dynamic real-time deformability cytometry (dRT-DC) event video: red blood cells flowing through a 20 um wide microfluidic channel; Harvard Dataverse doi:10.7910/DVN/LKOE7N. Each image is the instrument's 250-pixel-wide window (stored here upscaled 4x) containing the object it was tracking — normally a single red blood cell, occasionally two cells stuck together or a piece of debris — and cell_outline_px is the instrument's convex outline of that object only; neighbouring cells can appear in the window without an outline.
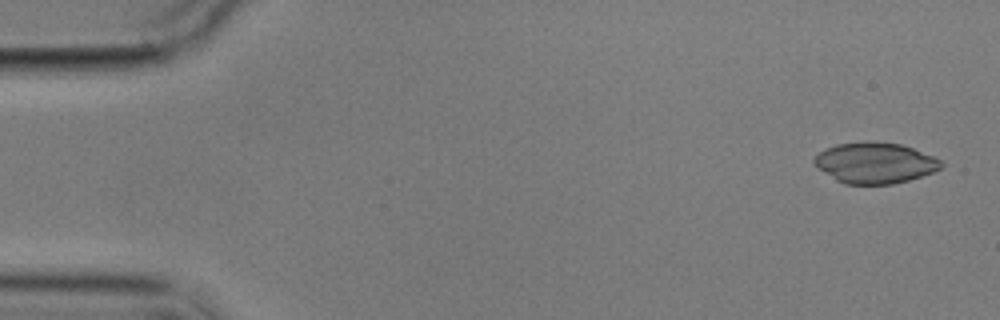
{"species": "common noctule bat (a hibernating species)", "species_latin": "Nyctalus noctula", "temperature_condition": "cold", "stored_images_in_passage": 8, "camera_frame_rate_fps": 3000, "um_per_image_px": 0.085, "animal": {"sex": "male", "body_mass_g": 17.9}, "frame": {"image": 1, "passage_image": 1, "time_ms": 0.0, "image_size_px": [1000, 320], "cell_outline_px": [[944, 164], [940, 168], [932, 172], [908, 180], [892, 184], [844, 184], [836, 180], [824, 172], [812, 160], [824, 148], [836, 144], [900, 144], [912, 148], [932, 156], [940, 160]], "centroid_in_image_um": [74.37, 13.89], "position_along_channel_um": 10.6, "area_um2": 29.13}}